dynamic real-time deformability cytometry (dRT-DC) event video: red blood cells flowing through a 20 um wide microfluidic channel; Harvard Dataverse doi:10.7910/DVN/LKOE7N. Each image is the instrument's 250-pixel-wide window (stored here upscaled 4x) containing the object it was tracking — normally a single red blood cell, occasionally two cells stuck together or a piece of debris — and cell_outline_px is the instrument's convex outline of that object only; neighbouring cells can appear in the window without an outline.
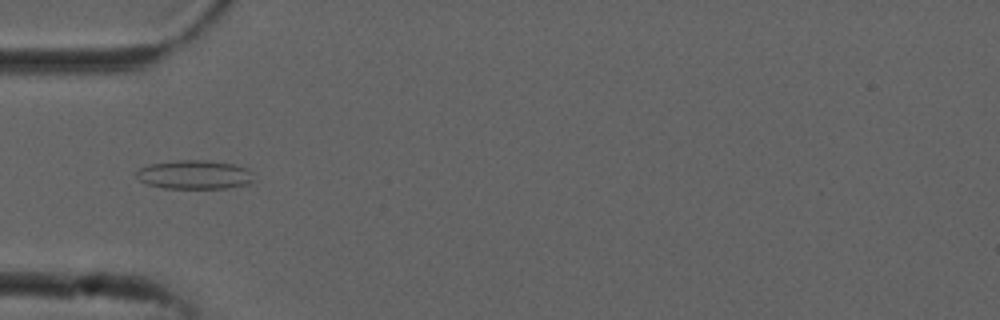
{"species": "common noctule bat (a hibernating species)", "species_latin": "Nyctalus noctula", "temperature_condition": "cold", "stored_images_in_passage": 40, "camera_frame_rate_fps": 3000, "um_per_image_px": 0.085, "animal": {"sex": "male", "forearm_length_mm": 52.5}, "frame": {"image": 1, "passage_image": 4, "time_ms": 1.0, "image_size_px": [1000, 320], "cell_outline_px": [[256, 180], [248, 184], [224, 188], [164, 188], [148, 184], [140, 180], [136, 176], [136, 172], [140, 168], [148, 164], [176, 160], [208, 160], [232, 164], [248, 168]], "centroid_in_image_um": [16.55, 14.84], "position_along_channel_um": 68.5, "area_um2": 19.83}}
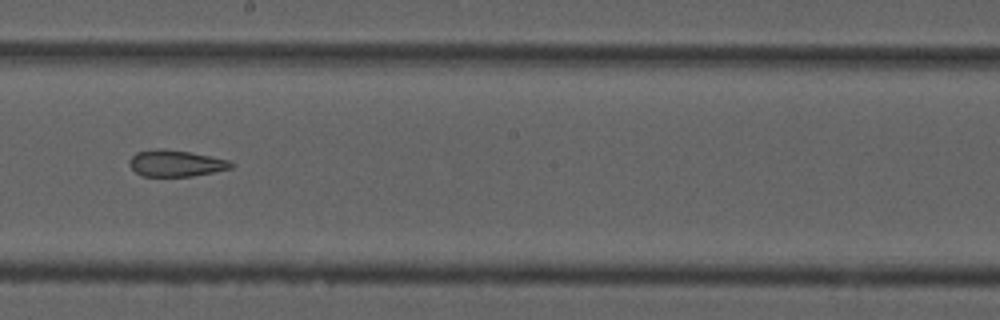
{"frame": {"image": 2, "passage_image": 17, "time_ms": 5.333, "image_size_px": [1000, 320], "cell_outline_px": [[236, 164], [232, 168], [192, 176], [144, 176], [136, 172], [128, 164], [128, 160], [136, 152], [160, 148], [188, 152], [228, 160]], "centroid_in_image_um": [14.92, 13.88], "position_along_channel_um": 233.3, "area_um2": 15.49}}
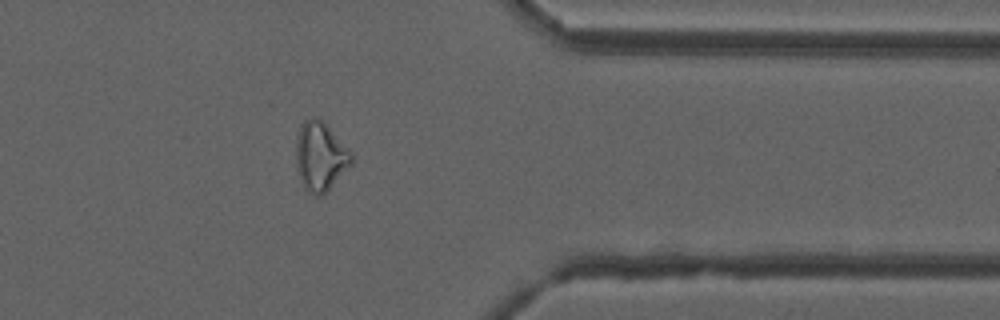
{"frame": {"image": 3, "passage_image": 30, "time_ms": 9.667, "image_size_px": [1000, 320], "cell_outline_px": [[352, 164], [320, 196], [312, 196], [304, 188], [296, 168], [296, 136], [300, 124], [304, 120], [312, 116], [316, 116], [324, 120], [352, 152]], "centroid_in_image_um": [27.2, 13.23], "position_along_channel_um": 384.2, "area_um2": 22.54}, "authors_computed_cell_mechanics": {"area_um2": 17.629, "velocity_mm_per_s": 3.8004, "shape_relaxation_time_tau1_ms": null, "shape_relaxation_time_tau2_ms": 3.1938, "deformation_change_tau1": null, "deformation_change_tau2": 0.1026}}